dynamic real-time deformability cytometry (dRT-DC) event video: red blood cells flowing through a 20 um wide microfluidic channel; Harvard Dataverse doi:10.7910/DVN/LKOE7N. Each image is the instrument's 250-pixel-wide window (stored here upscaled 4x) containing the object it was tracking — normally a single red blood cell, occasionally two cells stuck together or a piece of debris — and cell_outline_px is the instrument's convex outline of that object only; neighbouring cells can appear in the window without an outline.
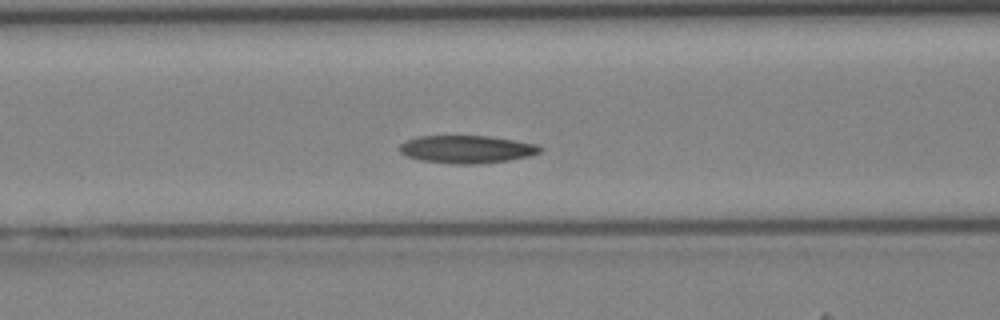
{"species": "Egyptian fruit bat (a non-hibernating species)", "species_latin": "Rousettus aegyptiacus", "temperature_condition": "cold", "stored_images_in_passage": 32, "camera_frame_rate_fps": 3000, "um_per_image_px": 0.085, "animal": {"sex": "female"}, "frame": {"image": 1, "passage_image": 8, "time_ms": 2.333, "image_size_px": [1000, 320], "cell_outline_px": [[544, 148], [540, 152], [528, 156], [508, 160], [476, 164], [456, 164], [420, 160], [408, 156], [400, 152], [400, 144], [408, 140], [420, 136], [488, 136], [536, 144]], "centroid_in_image_um": [39.68, 12.69], "position_along_channel_um": 126.9, "area_um2": 22.43}}
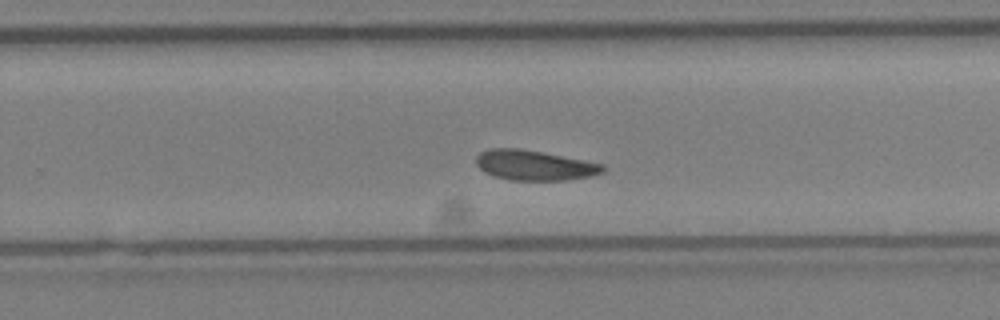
{"frame": {"image": 2, "passage_image": 18, "time_ms": 5.667, "image_size_px": [1000, 320], "cell_outline_px": [[604, 172], [588, 176], [564, 180], [508, 180], [484, 172], [476, 164], [476, 156], [480, 152], [488, 148], [520, 148], [604, 164]], "centroid_in_image_um": [45.38, 14.04], "position_along_channel_um": 284.4, "area_um2": 22.02}}
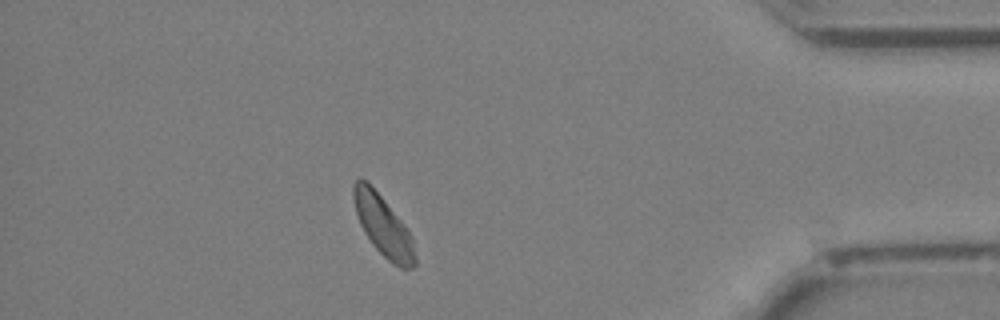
{"frame": {"image": 3, "passage_image": 28, "time_ms": 9.0, "image_size_px": [1000, 320], "cell_outline_px": [[416, 264], [412, 268], [400, 268], [392, 264], [372, 244], [364, 232], [360, 224], [356, 212], [352, 196], [352, 184], [360, 176], [384, 200], [400, 220], [412, 236], [416, 256]], "centroid_in_image_um": [32.56, 19.22], "position_along_channel_um": 402.6, "area_um2": 21.39}}